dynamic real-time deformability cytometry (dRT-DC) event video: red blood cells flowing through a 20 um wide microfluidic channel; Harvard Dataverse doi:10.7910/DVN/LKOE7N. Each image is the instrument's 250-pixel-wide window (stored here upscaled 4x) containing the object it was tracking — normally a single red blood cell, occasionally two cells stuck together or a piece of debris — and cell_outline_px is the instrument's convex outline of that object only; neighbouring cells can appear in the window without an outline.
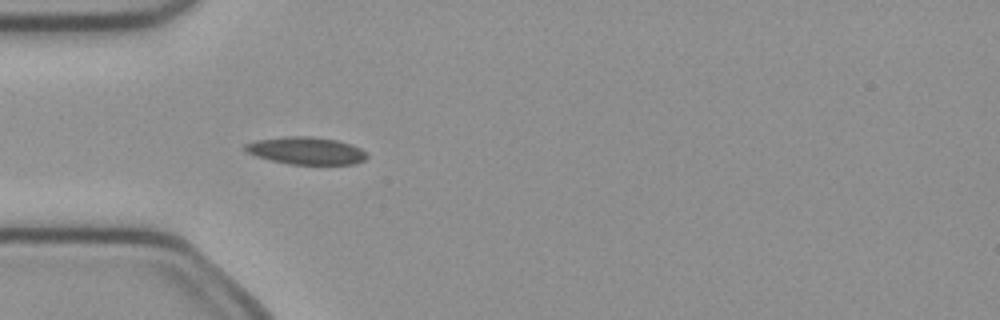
{"species": "common noctule bat (a hibernating species)", "species_latin": "Nyctalus noctula", "temperature_condition": "cold", "stored_images_in_passage": 4, "camera_frame_rate_fps": 3000, "um_per_image_px": 0.085, "animal": {"sex": "female", "body_mass_g": 21.9}, "frame": {"image": 1, "passage_image": 4, "time_ms": 1.0, "image_size_px": [1000, 320], "cell_outline_px": [[368, 156], [364, 160], [352, 164], [288, 164], [256, 156], [248, 152], [244, 148], [244, 144], [256, 140], [284, 136], [312, 136], [336, 140], [352, 144], [360, 148]], "centroid_in_image_um": [26.01, 12.8], "position_along_channel_um": 59.0, "area_um2": 19.36}}